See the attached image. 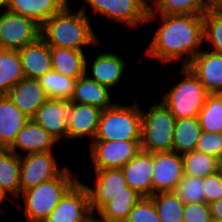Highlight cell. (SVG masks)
<instances>
[{
  "mask_svg": "<svg viewBox=\"0 0 222 222\" xmlns=\"http://www.w3.org/2000/svg\"><path fill=\"white\" fill-rule=\"evenodd\" d=\"M68 0H9L7 10L33 19L40 26L59 13Z\"/></svg>",
  "mask_w": 222,
  "mask_h": 222,
  "instance_id": "cell-23",
  "label": "cell"
},
{
  "mask_svg": "<svg viewBox=\"0 0 222 222\" xmlns=\"http://www.w3.org/2000/svg\"><path fill=\"white\" fill-rule=\"evenodd\" d=\"M111 90L91 79L86 73L76 79L74 93L69 102L88 104L101 110L112 107Z\"/></svg>",
  "mask_w": 222,
  "mask_h": 222,
  "instance_id": "cell-22",
  "label": "cell"
},
{
  "mask_svg": "<svg viewBox=\"0 0 222 222\" xmlns=\"http://www.w3.org/2000/svg\"><path fill=\"white\" fill-rule=\"evenodd\" d=\"M149 12L158 14H203L205 0H149Z\"/></svg>",
  "mask_w": 222,
  "mask_h": 222,
  "instance_id": "cell-31",
  "label": "cell"
},
{
  "mask_svg": "<svg viewBox=\"0 0 222 222\" xmlns=\"http://www.w3.org/2000/svg\"><path fill=\"white\" fill-rule=\"evenodd\" d=\"M142 112L139 104L117 102L102 111L93 141L141 140Z\"/></svg>",
  "mask_w": 222,
  "mask_h": 222,
  "instance_id": "cell-4",
  "label": "cell"
},
{
  "mask_svg": "<svg viewBox=\"0 0 222 222\" xmlns=\"http://www.w3.org/2000/svg\"><path fill=\"white\" fill-rule=\"evenodd\" d=\"M141 198L138 194L120 195L108 202L95 217L96 222H125L129 214ZM99 216V218H98Z\"/></svg>",
  "mask_w": 222,
  "mask_h": 222,
  "instance_id": "cell-30",
  "label": "cell"
},
{
  "mask_svg": "<svg viewBox=\"0 0 222 222\" xmlns=\"http://www.w3.org/2000/svg\"><path fill=\"white\" fill-rule=\"evenodd\" d=\"M198 119L202 131L222 133V94L207 95Z\"/></svg>",
  "mask_w": 222,
  "mask_h": 222,
  "instance_id": "cell-32",
  "label": "cell"
},
{
  "mask_svg": "<svg viewBox=\"0 0 222 222\" xmlns=\"http://www.w3.org/2000/svg\"><path fill=\"white\" fill-rule=\"evenodd\" d=\"M51 67L53 71L74 79L86 73L85 51L71 48L50 47Z\"/></svg>",
  "mask_w": 222,
  "mask_h": 222,
  "instance_id": "cell-25",
  "label": "cell"
},
{
  "mask_svg": "<svg viewBox=\"0 0 222 222\" xmlns=\"http://www.w3.org/2000/svg\"><path fill=\"white\" fill-rule=\"evenodd\" d=\"M121 170L130 189L141 197L152 196L153 153L140 150Z\"/></svg>",
  "mask_w": 222,
  "mask_h": 222,
  "instance_id": "cell-18",
  "label": "cell"
},
{
  "mask_svg": "<svg viewBox=\"0 0 222 222\" xmlns=\"http://www.w3.org/2000/svg\"><path fill=\"white\" fill-rule=\"evenodd\" d=\"M151 197L160 222H183L184 203L174 192H160Z\"/></svg>",
  "mask_w": 222,
  "mask_h": 222,
  "instance_id": "cell-34",
  "label": "cell"
},
{
  "mask_svg": "<svg viewBox=\"0 0 222 222\" xmlns=\"http://www.w3.org/2000/svg\"><path fill=\"white\" fill-rule=\"evenodd\" d=\"M183 222H213L209 204H184Z\"/></svg>",
  "mask_w": 222,
  "mask_h": 222,
  "instance_id": "cell-39",
  "label": "cell"
},
{
  "mask_svg": "<svg viewBox=\"0 0 222 222\" xmlns=\"http://www.w3.org/2000/svg\"><path fill=\"white\" fill-rule=\"evenodd\" d=\"M18 52L25 78L40 79L52 70L50 47L41 37Z\"/></svg>",
  "mask_w": 222,
  "mask_h": 222,
  "instance_id": "cell-21",
  "label": "cell"
},
{
  "mask_svg": "<svg viewBox=\"0 0 222 222\" xmlns=\"http://www.w3.org/2000/svg\"><path fill=\"white\" fill-rule=\"evenodd\" d=\"M69 100L48 99L30 118L34 123L44 128L58 142H67V117Z\"/></svg>",
  "mask_w": 222,
  "mask_h": 222,
  "instance_id": "cell-16",
  "label": "cell"
},
{
  "mask_svg": "<svg viewBox=\"0 0 222 222\" xmlns=\"http://www.w3.org/2000/svg\"><path fill=\"white\" fill-rule=\"evenodd\" d=\"M53 153L54 151L20 156L21 193L58 177L68 167L65 165L61 169Z\"/></svg>",
  "mask_w": 222,
  "mask_h": 222,
  "instance_id": "cell-11",
  "label": "cell"
},
{
  "mask_svg": "<svg viewBox=\"0 0 222 222\" xmlns=\"http://www.w3.org/2000/svg\"><path fill=\"white\" fill-rule=\"evenodd\" d=\"M79 181L67 167L58 177L22 192L26 222H44L62 197Z\"/></svg>",
  "mask_w": 222,
  "mask_h": 222,
  "instance_id": "cell-3",
  "label": "cell"
},
{
  "mask_svg": "<svg viewBox=\"0 0 222 222\" xmlns=\"http://www.w3.org/2000/svg\"><path fill=\"white\" fill-rule=\"evenodd\" d=\"M205 40L211 45L212 52L222 54V9L203 13V42Z\"/></svg>",
  "mask_w": 222,
  "mask_h": 222,
  "instance_id": "cell-35",
  "label": "cell"
},
{
  "mask_svg": "<svg viewBox=\"0 0 222 222\" xmlns=\"http://www.w3.org/2000/svg\"><path fill=\"white\" fill-rule=\"evenodd\" d=\"M180 73L183 78L160 101L176 119L198 117L209 93L187 66Z\"/></svg>",
  "mask_w": 222,
  "mask_h": 222,
  "instance_id": "cell-5",
  "label": "cell"
},
{
  "mask_svg": "<svg viewBox=\"0 0 222 222\" xmlns=\"http://www.w3.org/2000/svg\"><path fill=\"white\" fill-rule=\"evenodd\" d=\"M94 185L82 182L87 188L90 207L95 216L108 202L120 195L137 194L127 186L121 168L94 170Z\"/></svg>",
  "mask_w": 222,
  "mask_h": 222,
  "instance_id": "cell-9",
  "label": "cell"
},
{
  "mask_svg": "<svg viewBox=\"0 0 222 222\" xmlns=\"http://www.w3.org/2000/svg\"><path fill=\"white\" fill-rule=\"evenodd\" d=\"M213 221H222V198L209 204Z\"/></svg>",
  "mask_w": 222,
  "mask_h": 222,
  "instance_id": "cell-41",
  "label": "cell"
},
{
  "mask_svg": "<svg viewBox=\"0 0 222 222\" xmlns=\"http://www.w3.org/2000/svg\"><path fill=\"white\" fill-rule=\"evenodd\" d=\"M38 80L46 91L49 99H64L70 101L73 96L76 82L74 78L51 70Z\"/></svg>",
  "mask_w": 222,
  "mask_h": 222,
  "instance_id": "cell-33",
  "label": "cell"
},
{
  "mask_svg": "<svg viewBox=\"0 0 222 222\" xmlns=\"http://www.w3.org/2000/svg\"><path fill=\"white\" fill-rule=\"evenodd\" d=\"M29 119L7 95H0V148L8 149Z\"/></svg>",
  "mask_w": 222,
  "mask_h": 222,
  "instance_id": "cell-24",
  "label": "cell"
},
{
  "mask_svg": "<svg viewBox=\"0 0 222 222\" xmlns=\"http://www.w3.org/2000/svg\"><path fill=\"white\" fill-rule=\"evenodd\" d=\"M173 192L184 204L205 202L203 178L183 175Z\"/></svg>",
  "mask_w": 222,
  "mask_h": 222,
  "instance_id": "cell-36",
  "label": "cell"
},
{
  "mask_svg": "<svg viewBox=\"0 0 222 222\" xmlns=\"http://www.w3.org/2000/svg\"><path fill=\"white\" fill-rule=\"evenodd\" d=\"M208 10H221L222 0H205Z\"/></svg>",
  "mask_w": 222,
  "mask_h": 222,
  "instance_id": "cell-42",
  "label": "cell"
},
{
  "mask_svg": "<svg viewBox=\"0 0 222 222\" xmlns=\"http://www.w3.org/2000/svg\"><path fill=\"white\" fill-rule=\"evenodd\" d=\"M201 132L198 117L176 119L172 151L181 155L194 151Z\"/></svg>",
  "mask_w": 222,
  "mask_h": 222,
  "instance_id": "cell-27",
  "label": "cell"
},
{
  "mask_svg": "<svg viewBox=\"0 0 222 222\" xmlns=\"http://www.w3.org/2000/svg\"><path fill=\"white\" fill-rule=\"evenodd\" d=\"M187 67L209 94H222V54L201 49Z\"/></svg>",
  "mask_w": 222,
  "mask_h": 222,
  "instance_id": "cell-14",
  "label": "cell"
},
{
  "mask_svg": "<svg viewBox=\"0 0 222 222\" xmlns=\"http://www.w3.org/2000/svg\"><path fill=\"white\" fill-rule=\"evenodd\" d=\"M141 150L156 153L172 151L176 118L162 102H154L147 111L141 109Z\"/></svg>",
  "mask_w": 222,
  "mask_h": 222,
  "instance_id": "cell-6",
  "label": "cell"
},
{
  "mask_svg": "<svg viewBox=\"0 0 222 222\" xmlns=\"http://www.w3.org/2000/svg\"><path fill=\"white\" fill-rule=\"evenodd\" d=\"M141 150V140L92 141L90 159L94 170L122 168Z\"/></svg>",
  "mask_w": 222,
  "mask_h": 222,
  "instance_id": "cell-10",
  "label": "cell"
},
{
  "mask_svg": "<svg viewBox=\"0 0 222 222\" xmlns=\"http://www.w3.org/2000/svg\"><path fill=\"white\" fill-rule=\"evenodd\" d=\"M125 222H160L152 197H141Z\"/></svg>",
  "mask_w": 222,
  "mask_h": 222,
  "instance_id": "cell-37",
  "label": "cell"
},
{
  "mask_svg": "<svg viewBox=\"0 0 222 222\" xmlns=\"http://www.w3.org/2000/svg\"><path fill=\"white\" fill-rule=\"evenodd\" d=\"M87 188L78 181L59 201L44 222H93Z\"/></svg>",
  "mask_w": 222,
  "mask_h": 222,
  "instance_id": "cell-12",
  "label": "cell"
},
{
  "mask_svg": "<svg viewBox=\"0 0 222 222\" xmlns=\"http://www.w3.org/2000/svg\"><path fill=\"white\" fill-rule=\"evenodd\" d=\"M184 175L205 178L221 169V161L202 152L182 154Z\"/></svg>",
  "mask_w": 222,
  "mask_h": 222,
  "instance_id": "cell-29",
  "label": "cell"
},
{
  "mask_svg": "<svg viewBox=\"0 0 222 222\" xmlns=\"http://www.w3.org/2000/svg\"><path fill=\"white\" fill-rule=\"evenodd\" d=\"M24 78L18 50L0 49V95H6Z\"/></svg>",
  "mask_w": 222,
  "mask_h": 222,
  "instance_id": "cell-28",
  "label": "cell"
},
{
  "mask_svg": "<svg viewBox=\"0 0 222 222\" xmlns=\"http://www.w3.org/2000/svg\"><path fill=\"white\" fill-rule=\"evenodd\" d=\"M203 185L206 204L222 198V169L203 178Z\"/></svg>",
  "mask_w": 222,
  "mask_h": 222,
  "instance_id": "cell-40",
  "label": "cell"
},
{
  "mask_svg": "<svg viewBox=\"0 0 222 222\" xmlns=\"http://www.w3.org/2000/svg\"><path fill=\"white\" fill-rule=\"evenodd\" d=\"M103 110L88 104L69 102L67 117V141L91 137L94 140Z\"/></svg>",
  "mask_w": 222,
  "mask_h": 222,
  "instance_id": "cell-15",
  "label": "cell"
},
{
  "mask_svg": "<svg viewBox=\"0 0 222 222\" xmlns=\"http://www.w3.org/2000/svg\"><path fill=\"white\" fill-rule=\"evenodd\" d=\"M184 175L182 155L173 151L153 153L152 196L173 192Z\"/></svg>",
  "mask_w": 222,
  "mask_h": 222,
  "instance_id": "cell-13",
  "label": "cell"
},
{
  "mask_svg": "<svg viewBox=\"0 0 222 222\" xmlns=\"http://www.w3.org/2000/svg\"><path fill=\"white\" fill-rule=\"evenodd\" d=\"M84 2L90 5L92 13L124 23V26L134 28L147 23L149 0H84L79 9L87 13Z\"/></svg>",
  "mask_w": 222,
  "mask_h": 222,
  "instance_id": "cell-7",
  "label": "cell"
},
{
  "mask_svg": "<svg viewBox=\"0 0 222 222\" xmlns=\"http://www.w3.org/2000/svg\"><path fill=\"white\" fill-rule=\"evenodd\" d=\"M40 29L33 19L4 10L0 12V49L20 50L40 37Z\"/></svg>",
  "mask_w": 222,
  "mask_h": 222,
  "instance_id": "cell-8",
  "label": "cell"
},
{
  "mask_svg": "<svg viewBox=\"0 0 222 222\" xmlns=\"http://www.w3.org/2000/svg\"><path fill=\"white\" fill-rule=\"evenodd\" d=\"M121 56L111 51H102L96 55L92 64H89V58H86V74L99 84L112 90L120 84L122 76H124L125 67L127 66L126 61L123 60L124 57ZM89 71L91 72L90 74Z\"/></svg>",
  "mask_w": 222,
  "mask_h": 222,
  "instance_id": "cell-17",
  "label": "cell"
},
{
  "mask_svg": "<svg viewBox=\"0 0 222 222\" xmlns=\"http://www.w3.org/2000/svg\"><path fill=\"white\" fill-rule=\"evenodd\" d=\"M154 21L160 26L145 55L164 64L181 60L182 67L187 66L203 47V14L148 13L146 22Z\"/></svg>",
  "mask_w": 222,
  "mask_h": 222,
  "instance_id": "cell-1",
  "label": "cell"
},
{
  "mask_svg": "<svg viewBox=\"0 0 222 222\" xmlns=\"http://www.w3.org/2000/svg\"><path fill=\"white\" fill-rule=\"evenodd\" d=\"M4 200H7V199L0 192V206L4 203Z\"/></svg>",
  "mask_w": 222,
  "mask_h": 222,
  "instance_id": "cell-44",
  "label": "cell"
},
{
  "mask_svg": "<svg viewBox=\"0 0 222 222\" xmlns=\"http://www.w3.org/2000/svg\"><path fill=\"white\" fill-rule=\"evenodd\" d=\"M56 142V139L44 128L29 119L8 149L18 156L24 154L19 153V149L25 152V155L51 152L54 150L55 144H58Z\"/></svg>",
  "mask_w": 222,
  "mask_h": 222,
  "instance_id": "cell-19",
  "label": "cell"
},
{
  "mask_svg": "<svg viewBox=\"0 0 222 222\" xmlns=\"http://www.w3.org/2000/svg\"><path fill=\"white\" fill-rule=\"evenodd\" d=\"M6 95L29 118L49 99L39 80L31 78L21 79Z\"/></svg>",
  "mask_w": 222,
  "mask_h": 222,
  "instance_id": "cell-20",
  "label": "cell"
},
{
  "mask_svg": "<svg viewBox=\"0 0 222 222\" xmlns=\"http://www.w3.org/2000/svg\"><path fill=\"white\" fill-rule=\"evenodd\" d=\"M0 192L6 199L13 196V201L21 194L20 156L4 148H0Z\"/></svg>",
  "mask_w": 222,
  "mask_h": 222,
  "instance_id": "cell-26",
  "label": "cell"
},
{
  "mask_svg": "<svg viewBox=\"0 0 222 222\" xmlns=\"http://www.w3.org/2000/svg\"><path fill=\"white\" fill-rule=\"evenodd\" d=\"M9 0H0V12L7 10Z\"/></svg>",
  "mask_w": 222,
  "mask_h": 222,
  "instance_id": "cell-43",
  "label": "cell"
},
{
  "mask_svg": "<svg viewBox=\"0 0 222 222\" xmlns=\"http://www.w3.org/2000/svg\"><path fill=\"white\" fill-rule=\"evenodd\" d=\"M69 4L41 25L40 37L49 47L84 51V47L99 46L89 15L80 9L73 12Z\"/></svg>",
  "mask_w": 222,
  "mask_h": 222,
  "instance_id": "cell-2",
  "label": "cell"
},
{
  "mask_svg": "<svg viewBox=\"0 0 222 222\" xmlns=\"http://www.w3.org/2000/svg\"><path fill=\"white\" fill-rule=\"evenodd\" d=\"M194 151L202 152L222 160V133L201 132Z\"/></svg>",
  "mask_w": 222,
  "mask_h": 222,
  "instance_id": "cell-38",
  "label": "cell"
}]
</instances>
